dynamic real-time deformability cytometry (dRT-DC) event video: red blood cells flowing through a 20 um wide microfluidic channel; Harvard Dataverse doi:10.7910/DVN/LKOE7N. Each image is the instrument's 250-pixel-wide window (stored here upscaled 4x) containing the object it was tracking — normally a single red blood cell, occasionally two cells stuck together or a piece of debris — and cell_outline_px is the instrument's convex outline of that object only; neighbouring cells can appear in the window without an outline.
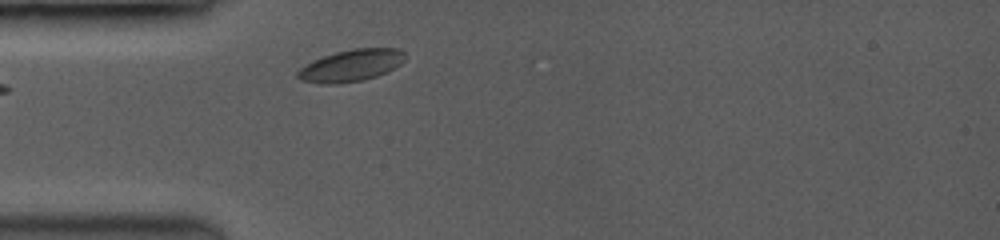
{"species": "common noctule bat (a hibernating species)", "species_latin": "Nyctalus noctula", "temperature_condition": "room temperature", "stored_images_in_passage": 6, "camera_frame_rate_fps": 3500, "um_per_image_px": 0.085, "animal": {"sex": "female", "body_mass_g": 19.0, "forearm_length_mm": 53.3}, "frame": {"image": 1, "passage_image": 2, "time_ms": 0.286, "image_size_px": [1000, 240], "cell_outline_px": [[408, 56], [400, 64], [376, 76], [360, 80], [336, 84], [324, 84], [304, 80], [296, 76], [296, 72], [300, 68], [312, 60], [336, 52], [352, 48], [396, 48], [404, 52]], "centroid_in_image_um": [29.84, 5.55], "position_along_channel_um": 55.2, "area_um2": 19.71}}